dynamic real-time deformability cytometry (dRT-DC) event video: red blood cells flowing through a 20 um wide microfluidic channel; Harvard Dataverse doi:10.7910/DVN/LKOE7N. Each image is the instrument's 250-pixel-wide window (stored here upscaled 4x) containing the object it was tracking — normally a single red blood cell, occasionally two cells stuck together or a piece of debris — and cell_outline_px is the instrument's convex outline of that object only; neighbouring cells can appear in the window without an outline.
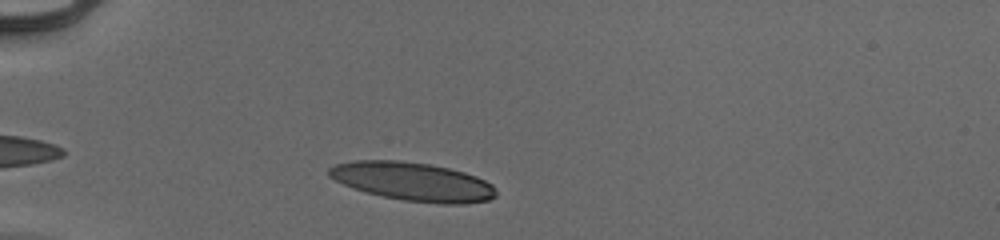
{"species": "human", "species_latin": "Homo sapiens", "temperature_condition": "cold", "stored_images_in_passage": 32, "camera_frame_rate_fps": 3000, "um_per_image_px": 0.085, "donor": {"sex": "male"}, "frame": {"image": 1, "passage_image": 2, "time_ms": 0.333, "image_size_px": [1000, 240], "cell_outline_px": [[496, 196], [488, 200], [460, 204], [440, 204], [404, 200], [384, 196], [368, 192], [344, 184], [328, 176], [328, 168], [336, 164], [356, 160], [400, 160], [428, 164], [448, 168], [464, 172], [476, 176], [492, 184], [496, 188]], "centroid_in_image_um": [35.12, 15.43], "position_along_channel_um": 49.9, "area_um2": 37.22}}
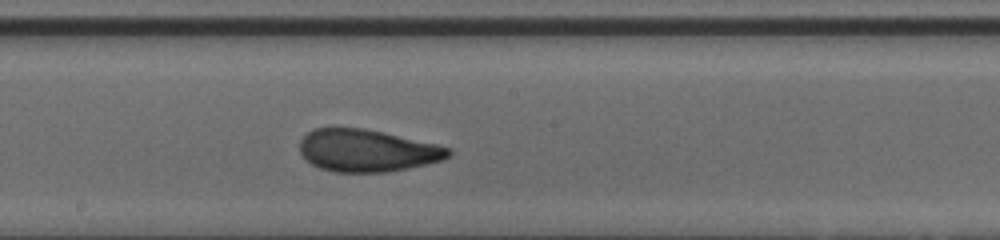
{"frame": {"image": 2, "passage_image": 17, "time_ms": 5.333, "image_size_px": [1000, 240], "cell_outline_px": [[452, 152], [444, 160], [408, 168], [384, 172], [336, 172], [320, 168], [312, 164], [300, 152], [300, 140], [312, 128], [364, 128], [384, 132], [436, 144], [452, 148]], "centroid_in_image_um": [31.22, 12.79], "position_along_channel_um": 217.0, "area_um2": 36.53}}
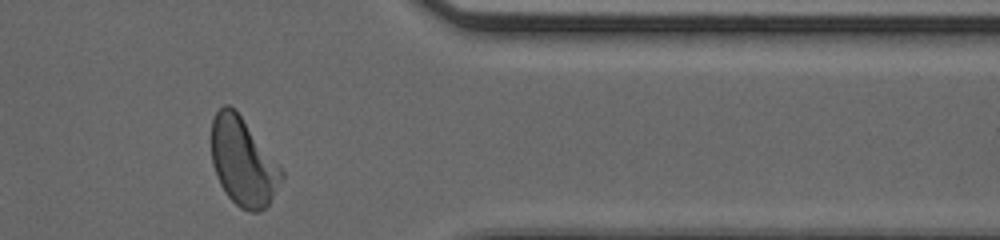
{"frame": {"image": 3, "passage_image": 31, "time_ms": 10.0, "image_size_px": [1000, 240], "cell_outline_px": [[284, 176], [268, 204], [260, 212], [252, 212], [240, 208], [228, 196], [220, 184], [216, 176], [212, 164], [212, 120], [216, 112], [224, 104], [228, 104], [240, 116], [284, 172]], "centroid_in_image_um": [20.64, 13.79], "position_along_channel_um": 390.8, "area_um2": 35.14}, "authors_computed_cell_mechanics": {"area_um2": 36.6163, "velocity_mm_per_s": 3.9403, "shape_relaxation_time_tau1_ms": 4.949, "shape_relaxation_time_tau2_ms": 1.26, "deformation_change_tau1": 0.1908, "deformation_change_tau2": 0.0782}}